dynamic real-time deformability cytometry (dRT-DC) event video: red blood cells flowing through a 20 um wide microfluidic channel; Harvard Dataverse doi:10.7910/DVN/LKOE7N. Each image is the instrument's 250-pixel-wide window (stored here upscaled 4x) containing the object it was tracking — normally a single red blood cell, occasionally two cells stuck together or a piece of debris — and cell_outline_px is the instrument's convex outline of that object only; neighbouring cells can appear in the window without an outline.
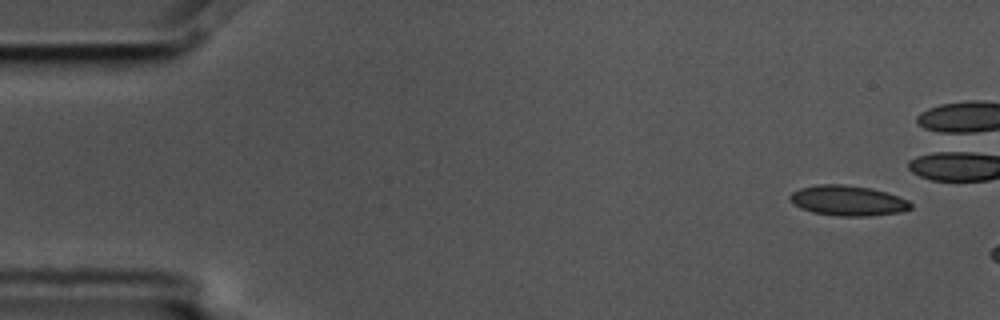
{"species": "common noctule bat (a hibernating species)", "species_latin": "Nyctalus noctula", "temperature_condition": "cold", "stored_images_in_passage": 3, "camera_frame_rate_fps": 3000, "um_per_image_px": 0.085, "animal": {"sex": "male", "body_mass_g": 17.5, "forearm_length_mm": 52.3}, "frame": {"image": 1, "passage_image": 1, "time_ms": 0.0, "image_size_px": [1000, 320], "cell_outline_px": [[912, 208], [900, 212], [872, 216], [836, 216], [812, 212], [800, 208], [788, 196], [792, 192], [800, 188], [820, 184], [844, 184], [872, 188], [908, 200], [912, 204]], "centroid_in_image_um": [72.07, 17.05], "position_along_channel_um": 12.9, "area_um2": 21.21}}